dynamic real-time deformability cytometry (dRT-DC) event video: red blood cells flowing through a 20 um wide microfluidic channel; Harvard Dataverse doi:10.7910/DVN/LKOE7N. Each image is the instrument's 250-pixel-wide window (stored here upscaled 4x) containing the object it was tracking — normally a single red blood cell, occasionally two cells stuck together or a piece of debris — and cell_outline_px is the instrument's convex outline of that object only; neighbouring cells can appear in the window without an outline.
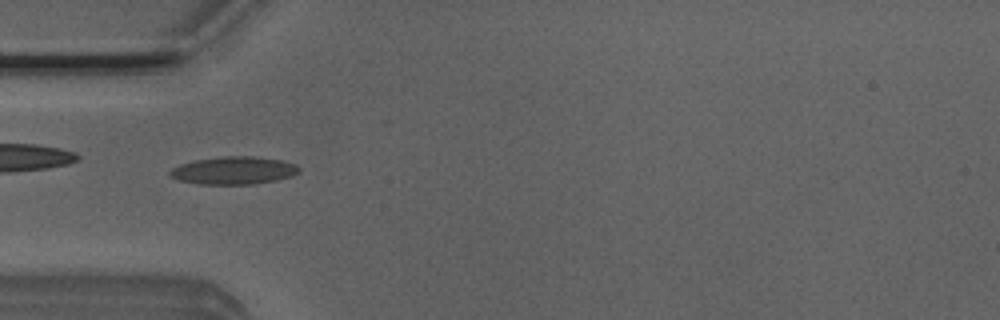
{"species": "Egyptian fruit bat (a non-hibernating species)", "species_latin": "Rousettus aegyptiacus", "temperature_condition": "room temperature", "stored_images_in_passage": 7, "camera_frame_rate_fps": 3000, "um_per_image_px": 0.085, "animal": {"sex": "male"}, "frame": {"image": 1, "passage_image": 5, "time_ms": 1.333, "image_size_px": [1000, 320], "cell_outline_px": [[300, 172], [292, 176], [276, 180], [252, 184], [200, 184], [180, 180], [172, 176], [168, 172], [172, 168], [180, 164], [192, 160], [224, 156], [252, 156], [280, 160], [296, 164], [300, 168]], "centroid_in_image_um": [19.88, 14.48], "position_along_channel_um": 65.1, "area_um2": 20.81}}